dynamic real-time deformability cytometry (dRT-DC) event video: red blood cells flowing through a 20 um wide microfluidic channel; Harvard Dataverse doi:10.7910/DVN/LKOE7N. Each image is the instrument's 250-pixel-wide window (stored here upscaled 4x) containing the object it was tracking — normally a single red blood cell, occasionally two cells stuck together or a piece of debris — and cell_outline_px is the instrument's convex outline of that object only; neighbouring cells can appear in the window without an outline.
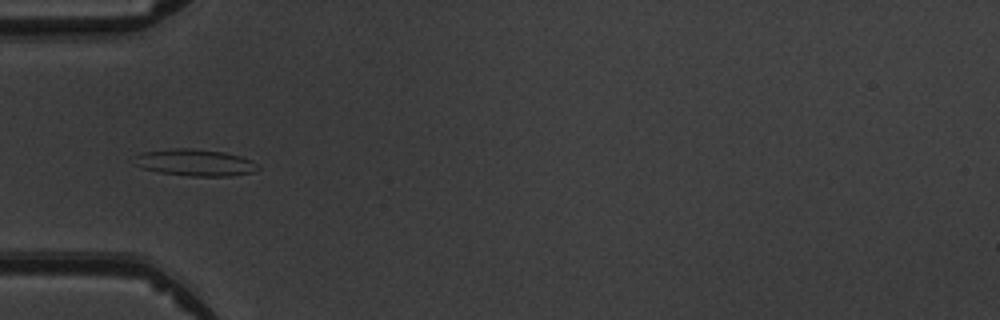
{"species": "common noctule bat (a hibernating species)", "species_latin": "Nyctalus noctula", "temperature_condition": "warm", "stored_images_in_passage": 5, "camera_frame_rate_fps": 3000, "um_per_image_px": 0.085, "animal": {"sex": "male", "body_mass_g": 19.5, "forearm_length_mm": 54.6}, "frame": {"image": 1, "passage_image": 5, "time_ms": 4.333, "image_size_px": [1000, 320], "cell_outline_px": [[260, 168], [252, 172], [228, 176], [188, 176], [160, 172], [140, 168], [132, 164], [128, 160], [144, 152], [172, 148], [192, 148], [224, 152], [240, 156], [252, 160], [260, 164]], "centroid_in_image_um": [16.53, 13.81], "position_along_channel_um": 68.5, "area_um2": 19.59}}